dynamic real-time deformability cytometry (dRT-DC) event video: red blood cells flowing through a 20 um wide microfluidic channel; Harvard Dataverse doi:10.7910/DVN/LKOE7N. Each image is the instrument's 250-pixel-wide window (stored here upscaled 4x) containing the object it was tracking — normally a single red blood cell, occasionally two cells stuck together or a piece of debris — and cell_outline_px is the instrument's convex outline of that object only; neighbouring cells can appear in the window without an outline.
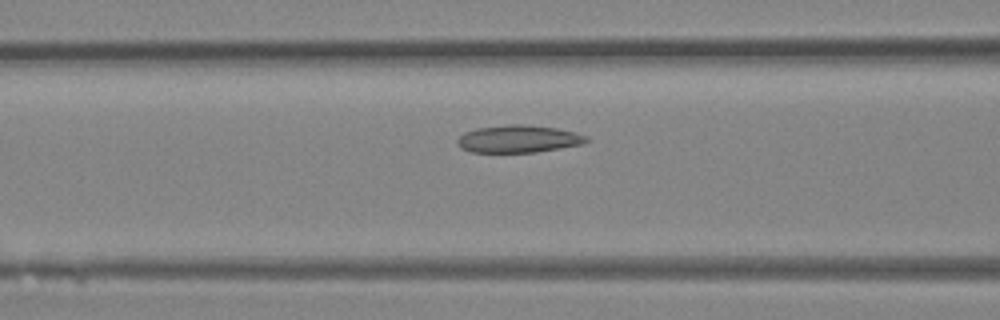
{"species": "Egyptian fruit bat (a non-hibernating species)", "species_latin": "Rousettus aegyptiacus", "temperature_condition": "room temperature", "stored_images_in_passage": 39, "camera_frame_rate_fps": 3000, "um_per_image_px": 0.085, "animal": {"sex": "female"}, "frame": {"image": 1, "passage_image": 15, "time_ms": 4.667, "image_size_px": [1000, 320], "cell_outline_px": [[592, 140], [584, 144], [536, 152], [468, 152], [460, 148], [456, 144], [456, 140], [464, 132], [476, 128], [508, 124], [524, 124], [556, 128], [576, 132], [588, 136]], "centroid_in_image_um": [44.08, 11.81], "position_along_channel_um": 122.5, "area_um2": 20.98}}
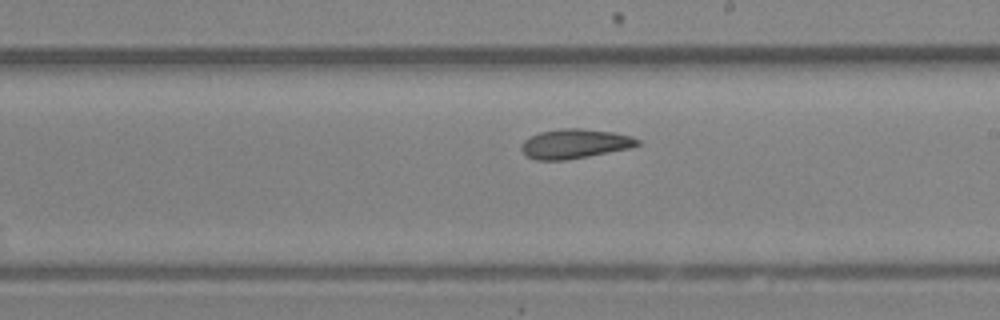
{"frame": {"image": 2, "passage_image": 22, "time_ms": 7.0, "image_size_px": [1000, 320], "cell_outline_px": [[640, 144], [632, 148], [588, 156], [564, 160], [536, 160], [528, 156], [520, 148], [520, 144], [528, 136], [540, 132], [560, 128], [580, 128], [612, 132], [632, 136], [640, 140]], "centroid_in_image_um": [48.85, 12.21], "position_along_channel_um": 240.1, "area_um2": 20.06}}
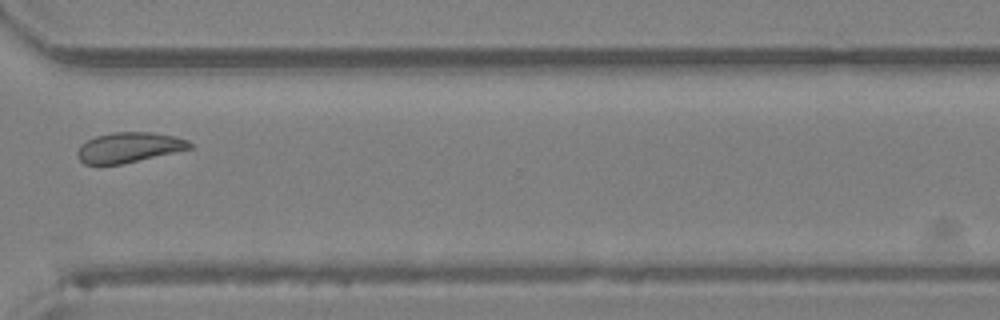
{"frame": {"image": 3, "passage_image": 29, "time_ms": 9.333, "image_size_px": [1000, 320], "cell_outline_px": [[192, 148], [124, 164], [84, 164], [76, 156], [76, 152], [80, 144], [96, 136], [112, 132], [152, 132], [176, 136], [188, 140], [192, 144]], "centroid_in_image_um": [10.95, 12.53], "position_along_channel_um": 359.6, "area_um2": 19.88}}